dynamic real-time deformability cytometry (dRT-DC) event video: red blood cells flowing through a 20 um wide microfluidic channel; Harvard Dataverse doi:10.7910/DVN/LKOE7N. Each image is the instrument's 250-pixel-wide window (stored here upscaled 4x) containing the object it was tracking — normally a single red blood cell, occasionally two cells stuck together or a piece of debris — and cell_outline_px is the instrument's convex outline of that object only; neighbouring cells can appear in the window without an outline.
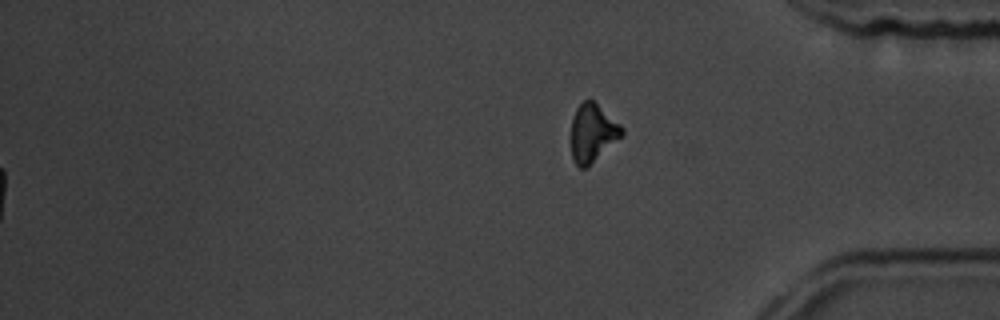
{"species": "common noctule bat (a hibernating species)", "species_latin": "Nyctalus noctula", "temperature_condition": "room temperature", "stored_images_in_passage": 57, "segment_of_instrument_passage": [2, 2], "camera_frame_rate_fps": 3000, "um_per_image_px": 0.085, "animal": {"sex": "male", "body_mass_g": 19.5, "forearm_length_mm": 54.6}, "frame": {"image": 1, "passage_image": 57, "time_ms": 18.667, "image_size_px": [1000, 320], "cell_outline_px": [[624, 136], [584, 168], [580, 168], [572, 160], [572, 116], [576, 108], [584, 100], [592, 100], [620, 124], [624, 128]], "centroid_in_image_um": [50.38, 11.29], "position_along_channel_um": 384.8, "area_um2": 16.94}}